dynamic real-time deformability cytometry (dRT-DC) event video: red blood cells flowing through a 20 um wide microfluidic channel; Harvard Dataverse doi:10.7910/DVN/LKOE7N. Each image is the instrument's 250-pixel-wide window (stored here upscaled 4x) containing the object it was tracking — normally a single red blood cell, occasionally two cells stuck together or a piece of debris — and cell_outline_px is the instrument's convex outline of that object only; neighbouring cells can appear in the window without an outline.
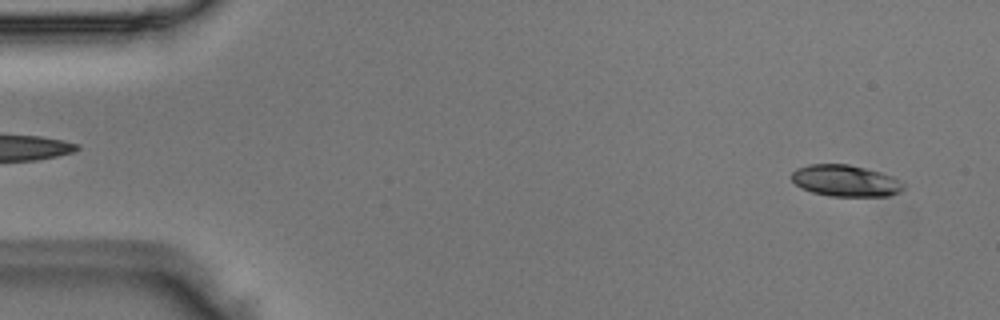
{"species": "Egyptian fruit bat (a non-hibernating species)", "species_latin": "Rousettus aegyptiacus", "temperature_condition": "room temperature", "stored_images_in_passage": 4, "camera_frame_rate_fps": 3000, "um_per_image_px": 0.085, "animal": {"sex": "male"}, "frame": {"image": 1, "passage_image": 4, "time_ms": 1.0, "image_size_px": [1000, 320], "cell_outline_px": [[904, 188], [900, 192], [888, 196], [832, 196], [812, 192], [796, 184], [792, 180], [792, 172], [796, 168], [808, 164], [848, 164], [880, 172], [892, 176], [900, 180], [904, 184]], "centroid_in_image_um": [71.88, 15.36], "position_along_channel_um": 13.1, "area_um2": 20.46}}